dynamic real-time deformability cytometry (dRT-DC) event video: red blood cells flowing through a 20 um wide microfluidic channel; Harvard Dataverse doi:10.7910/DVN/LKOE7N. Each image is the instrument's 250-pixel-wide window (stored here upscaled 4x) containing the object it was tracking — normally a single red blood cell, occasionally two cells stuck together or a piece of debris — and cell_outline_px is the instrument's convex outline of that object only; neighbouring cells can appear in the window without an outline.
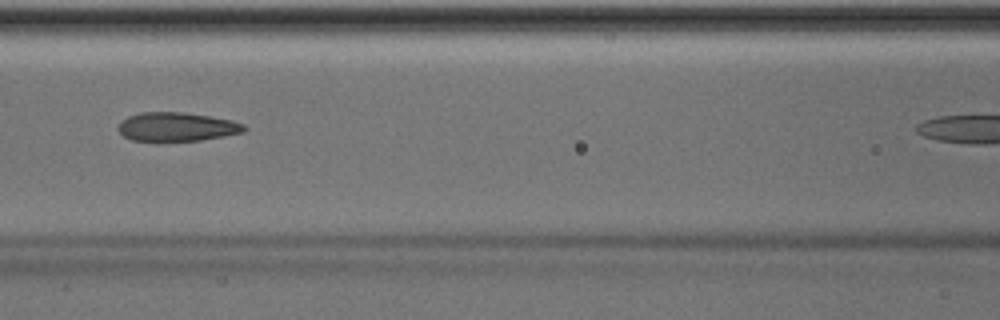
{"species": "Egyptian fruit bat (a non-hibernating species)", "species_latin": "Rousettus aegyptiacus", "temperature_condition": "room temperature", "stored_images_in_passage": 27, "camera_frame_rate_fps": 3000, "um_per_image_px": 0.085, "animal": {"sex": "male"}, "frame": {"image": 1, "passage_image": 8, "time_ms": 2.333, "image_size_px": [1000, 320], "cell_outline_px": [[248, 128], [244, 132], [224, 136], [200, 140], [132, 140], [124, 136], [116, 128], [120, 120], [128, 116], [140, 112], [184, 112], [232, 120], [244, 124]], "centroid_in_image_um": [15.02, 10.76], "position_along_channel_um": 151.6, "area_um2": 21.1}}